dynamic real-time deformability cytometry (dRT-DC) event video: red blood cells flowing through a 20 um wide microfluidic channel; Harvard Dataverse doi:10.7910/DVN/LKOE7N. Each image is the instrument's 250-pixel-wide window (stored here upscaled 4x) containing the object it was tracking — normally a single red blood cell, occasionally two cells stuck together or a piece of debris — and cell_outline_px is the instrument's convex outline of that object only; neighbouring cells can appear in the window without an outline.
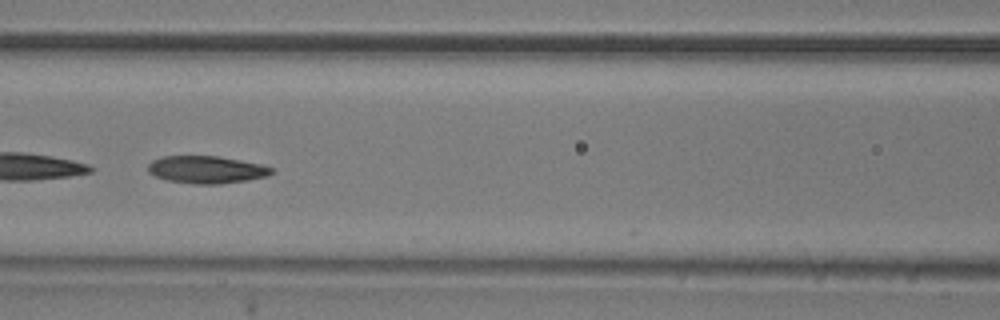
{"species": "common noctule bat (a hibernating species)", "species_latin": "Nyctalus noctula", "temperature_condition": "room temperature", "stored_images_in_passage": 41, "camera_frame_rate_fps": 3000, "um_per_image_px": 0.085, "animal": {"sex": "male", "body_mass_g": 20.5, "forearm_length_mm": 52.5}, "frame": {"image": 1, "passage_image": 12, "time_ms": 3.667, "image_size_px": [1000, 320], "cell_outline_px": [[272, 172], [268, 176], [248, 180], [220, 184], [196, 184], [164, 180], [148, 172], [148, 164], [152, 160], [160, 156], [216, 156], [240, 160], [260, 164], [272, 168]], "centroid_in_image_um": [17.51, 14.42], "position_along_channel_um": 149.1, "area_um2": 19.77}, "authors_computed_cell_mechanics": {"area_um2": 19.941, "velocity_mm_per_s": 3.7297, "shape_relaxation_time_tau1_ms": 5.0324, "shape_relaxation_time_tau2_ms": 3.236, "deformation_change_tau1": 0.1565, "deformation_change_tau2": 0.1126}}